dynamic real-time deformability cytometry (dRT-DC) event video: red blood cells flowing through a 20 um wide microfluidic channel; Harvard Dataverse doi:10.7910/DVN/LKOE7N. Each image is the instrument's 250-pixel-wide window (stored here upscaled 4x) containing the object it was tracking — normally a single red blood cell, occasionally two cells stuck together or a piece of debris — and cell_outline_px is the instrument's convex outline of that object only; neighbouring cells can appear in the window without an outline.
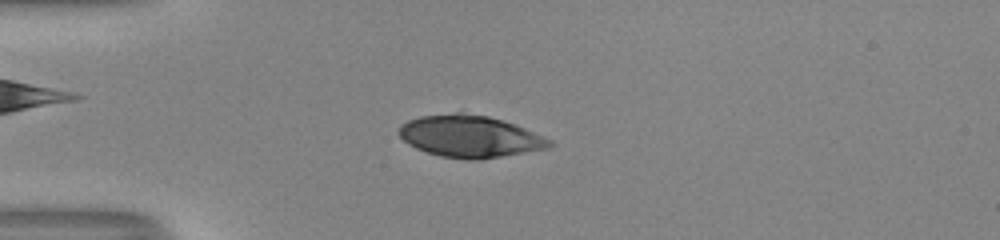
{"species": "human", "species_latin": "Homo sapiens", "temperature_condition": "room temperature", "stored_images_in_passage": 45, "camera_frame_rate_fps": 3000, "um_per_image_px": 0.085, "donor": {"sex": "male"}, "frame": {"image": 1, "passage_image": 8, "time_ms": 2.333, "image_size_px": [1000, 240], "cell_outline_px": [[556, 144], [552, 148], [480, 160], [468, 160], [440, 156], [416, 148], [408, 144], [396, 132], [400, 124], [408, 120], [420, 116], [456, 112], [460, 112], [488, 116], [504, 120], [524, 128], [552, 140]], "centroid_in_image_um": [39.96, 11.6], "position_along_channel_um": 45.0, "area_um2": 37.22}}
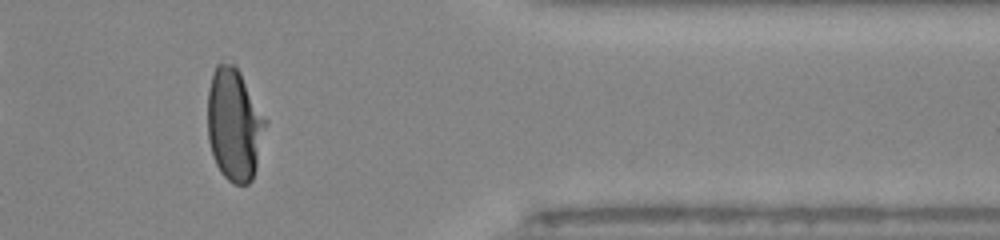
{"frame": {"image": 2, "passage_image": 37, "time_ms": 12.0, "image_size_px": [1000, 240], "cell_outline_px": [[268, 120], [256, 168], [252, 180], [248, 184], [232, 184], [220, 172], [212, 156], [208, 140], [208, 88], [212, 72], [216, 64], [232, 64], [240, 72]], "centroid_in_image_um": [19.92, 10.61], "position_along_channel_um": 391.5, "area_um2": 38.21}}
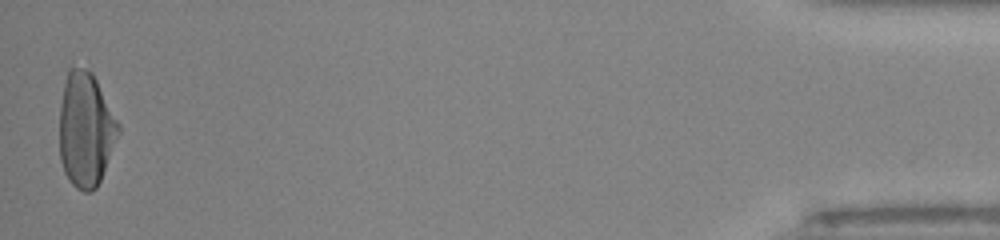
{"frame": {"image": 3, "passage_image": 45, "time_ms": 14.667, "image_size_px": [1000, 240], "cell_outline_px": [[120, 132], [100, 180], [96, 188], [92, 192], [84, 192], [76, 188], [72, 184], [64, 172], [60, 160], [60, 104], [64, 84], [68, 68], [84, 68], [92, 72], [120, 124]], "centroid_in_image_um": [7.28, 11.03], "position_along_channel_um": 427.9, "area_um2": 39.25}, "authors_computed_cell_mechanics": {"area_um2": 37.9168, "velocity_mm_per_s": 4.0456, "shape_relaxation_time_tau1_ms": 3.6865, "shape_relaxation_time_tau2_ms": null, "deformation_change_tau1": 0.1948, "deformation_change_tau2": null}}